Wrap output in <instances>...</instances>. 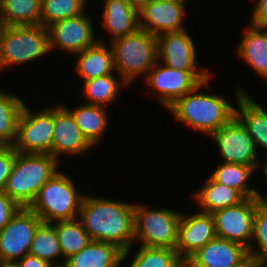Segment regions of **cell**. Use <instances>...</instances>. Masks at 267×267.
Masks as SVG:
<instances>
[{
    "label": "cell",
    "mask_w": 267,
    "mask_h": 267,
    "mask_svg": "<svg viewBox=\"0 0 267 267\" xmlns=\"http://www.w3.org/2000/svg\"><path fill=\"white\" fill-rule=\"evenodd\" d=\"M214 76L215 74L166 109L175 123L183 124L207 138L235 117L236 99L242 93H249L243 87L245 83L236 84L231 92L235 99L233 102L229 97L232 95L216 93V87L211 85Z\"/></svg>",
    "instance_id": "obj_1"
},
{
    "label": "cell",
    "mask_w": 267,
    "mask_h": 267,
    "mask_svg": "<svg viewBox=\"0 0 267 267\" xmlns=\"http://www.w3.org/2000/svg\"><path fill=\"white\" fill-rule=\"evenodd\" d=\"M86 191L77 219L91 240L130 249L134 245V202Z\"/></svg>",
    "instance_id": "obj_2"
},
{
    "label": "cell",
    "mask_w": 267,
    "mask_h": 267,
    "mask_svg": "<svg viewBox=\"0 0 267 267\" xmlns=\"http://www.w3.org/2000/svg\"><path fill=\"white\" fill-rule=\"evenodd\" d=\"M61 168V164L50 154L16 151L4 192L20 207L28 208L41 187Z\"/></svg>",
    "instance_id": "obj_3"
},
{
    "label": "cell",
    "mask_w": 267,
    "mask_h": 267,
    "mask_svg": "<svg viewBox=\"0 0 267 267\" xmlns=\"http://www.w3.org/2000/svg\"><path fill=\"white\" fill-rule=\"evenodd\" d=\"M61 168L39 190L28 207L45 223L74 220L78 218L83 198L74 177Z\"/></svg>",
    "instance_id": "obj_4"
},
{
    "label": "cell",
    "mask_w": 267,
    "mask_h": 267,
    "mask_svg": "<svg viewBox=\"0 0 267 267\" xmlns=\"http://www.w3.org/2000/svg\"><path fill=\"white\" fill-rule=\"evenodd\" d=\"M49 54L47 27L41 24L6 26L0 40V74L13 71L15 66L45 60Z\"/></svg>",
    "instance_id": "obj_5"
},
{
    "label": "cell",
    "mask_w": 267,
    "mask_h": 267,
    "mask_svg": "<svg viewBox=\"0 0 267 267\" xmlns=\"http://www.w3.org/2000/svg\"><path fill=\"white\" fill-rule=\"evenodd\" d=\"M113 52L115 72L131 88L147 76L158 61L157 37L139 29L136 33L109 42ZM133 85V86H131Z\"/></svg>",
    "instance_id": "obj_6"
},
{
    "label": "cell",
    "mask_w": 267,
    "mask_h": 267,
    "mask_svg": "<svg viewBox=\"0 0 267 267\" xmlns=\"http://www.w3.org/2000/svg\"><path fill=\"white\" fill-rule=\"evenodd\" d=\"M182 210L134 201V245L174 249Z\"/></svg>",
    "instance_id": "obj_7"
},
{
    "label": "cell",
    "mask_w": 267,
    "mask_h": 267,
    "mask_svg": "<svg viewBox=\"0 0 267 267\" xmlns=\"http://www.w3.org/2000/svg\"><path fill=\"white\" fill-rule=\"evenodd\" d=\"M213 72H185L172 69L157 61L147 76L144 95L151 96L165 110L177 99L193 91L200 83L207 81ZM148 89V90H147ZM147 92V93H146Z\"/></svg>",
    "instance_id": "obj_8"
},
{
    "label": "cell",
    "mask_w": 267,
    "mask_h": 267,
    "mask_svg": "<svg viewBox=\"0 0 267 267\" xmlns=\"http://www.w3.org/2000/svg\"><path fill=\"white\" fill-rule=\"evenodd\" d=\"M26 101L17 123L12 145L20 153L50 154L54 130V104L34 108ZM33 108L36 109L33 111Z\"/></svg>",
    "instance_id": "obj_9"
},
{
    "label": "cell",
    "mask_w": 267,
    "mask_h": 267,
    "mask_svg": "<svg viewBox=\"0 0 267 267\" xmlns=\"http://www.w3.org/2000/svg\"><path fill=\"white\" fill-rule=\"evenodd\" d=\"M90 6L80 15L56 21L47 27L50 53L67 54L68 58L94 45L97 41L96 20ZM94 21V22H93ZM95 24V25H94ZM58 50V52H57ZM56 51V53H55Z\"/></svg>",
    "instance_id": "obj_10"
},
{
    "label": "cell",
    "mask_w": 267,
    "mask_h": 267,
    "mask_svg": "<svg viewBox=\"0 0 267 267\" xmlns=\"http://www.w3.org/2000/svg\"><path fill=\"white\" fill-rule=\"evenodd\" d=\"M220 154L219 161L251 166L257 173L262 157L259 156L252 137L235 116L228 124L208 137Z\"/></svg>",
    "instance_id": "obj_11"
},
{
    "label": "cell",
    "mask_w": 267,
    "mask_h": 267,
    "mask_svg": "<svg viewBox=\"0 0 267 267\" xmlns=\"http://www.w3.org/2000/svg\"><path fill=\"white\" fill-rule=\"evenodd\" d=\"M94 151L96 149L83 136L71 111L61 102L54 104L51 155L63 165L64 158L78 159L80 156L86 160V156H93Z\"/></svg>",
    "instance_id": "obj_12"
},
{
    "label": "cell",
    "mask_w": 267,
    "mask_h": 267,
    "mask_svg": "<svg viewBox=\"0 0 267 267\" xmlns=\"http://www.w3.org/2000/svg\"><path fill=\"white\" fill-rule=\"evenodd\" d=\"M192 36L187 28L157 36L158 61L169 68L185 72H215L201 64L197 50L199 47Z\"/></svg>",
    "instance_id": "obj_13"
},
{
    "label": "cell",
    "mask_w": 267,
    "mask_h": 267,
    "mask_svg": "<svg viewBox=\"0 0 267 267\" xmlns=\"http://www.w3.org/2000/svg\"><path fill=\"white\" fill-rule=\"evenodd\" d=\"M42 222L32 210L21 207L0 230V262L15 263L27 255L35 232Z\"/></svg>",
    "instance_id": "obj_14"
},
{
    "label": "cell",
    "mask_w": 267,
    "mask_h": 267,
    "mask_svg": "<svg viewBox=\"0 0 267 267\" xmlns=\"http://www.w3.org/2000/svg\"><path fill=\"white\" fill-rule=\"evenodd\" d=\"M258 197L246 198L238 205L216 210L212 213L216 235L237 242L247 249L253 235V220Z\"/></svg>",
    "instance_id": "obj_15"
},
{
    "label": "cell",
    "mask_w": 267,
    "mask_h": 267,
    "mask_svg": "<svg viewBox=\"0 0 267 267\" xmlns=\"http://www.w3.org/2000/svg\"><path fill=\"white\" fill-rule=\"evenodd\" d=\"M190 213L182 211L178 223L176 252L185 263L206 243L215 238L216 230L212 214L193 208Z\"/></svg>",
    "instance_id": "obj_16"
},
{
    "label": "cell",
    "mask_w": 267,
    "mask_h": 267,
    "mask_svg": "<svg viewBox=\"0 0 267 267\" xmlns=\"http://www.w3.org/2000/svg\"><path fill=\"white\" fill-rule=\"evenodd\" d=\"M188 4L151 0L138 10L139 28L154 36L186 29ZM186 24V25H185Z\"/></svg>",
    "instance_id": "obj_17"
},
{
    "label": "cell",
    "mask_w": 267,
    "mask_h": 267,
    "mask_svg": "<svg viewBox=\"0 0 267 267\" xmlns=\"http://www.w3.org/2000/svg\"><path fill=\"white\" fill-rule=\"evenodd\" d=\"M254 263L246 247L216 236L194 253L185 267L252 266Z\"/></svg>",
    "instance_id": "obj_18"
},
{
    "label": "cell",
    "mask_w": 267,
    "mask_h": 267,
    "mask_svg": "<svg viewBox=\"0 0 267 267\" xmlns=\"http://www.w3.org/2000/svg\"><path fill=\"white\" fill-rule=\"evenodd\" d=\"M98 4L102 6L93 7H97L102 13L97 15V18L101 16V20L96 25L99 27L100 24L101 33L107 35L104 39L97 29L98 41L109 43L117 38L134 34L140 29L138 9L131 6L128 0H101Z\"/></svg>",
    "instance_id": "obj_19"
},
{
    "label": "cell",
    "mask_w": 267,
    "mask_h": 267,
    "mask_svg": "<svg viewBox=\"0 0 267 267\" xmlns=\"http://www.w3.org/2000/svg\"><path fill=\"white\" fill-rule=\"evenodd\" d=\"M242 36L235 45L234 53L238 60L258 76L267 81V28H260L247 22L240 31ZM267 83V82H266Z\"/></svg>",
    "instance_id": "obj_20"
},
{
    "label": "cell",
    "mask_w": 267,
    "mask_h": 267,
    "mask_svg": "<svg viewBox=\"0 0 267 267\" xmlns=\"http://www.w3.org/2000/svg\"><path fill=\"white\" fill-rule=\"evenodd\" d=\"M74 116L83 136L95 148L102 146L104 135L110 130V108L79 102L71 108L67 102H62ZM104 137V138H103Z\"/></svg>",
    "instance_id": "obj_21"
},
{
    "label": "cell",
    "mask_w": 267,
    "mask_h": 267,
    "mask_svg": "<svg viewBox=\"0 0 267 267\" xmlns=\"http://www.w3.org/2000/svg\"><path fill=\"white\" fill-rule=\"evenodd\" d=\"M235 104V116L252 137L259 156H267V107L260 104V101L258 103L250 93H242Z\"/></svg>",
    "instance_id": "obj_22"
},
{
    "label": "cell",
    "mask_w": 267,
    "mask_h": 267,
    "mask_svg": "<svg viewBox=\"0 0 267 267\" xmlns=\"http://www.w3.org/2000/svg\"><path fill=\"white\" fill-rule=\"evenodd\" d=\"M74 57L75 73L72 74L81 82L115 73L113 52L108 42L97 41Z\"/></svg>",
    "instance_id": "obj_23"
},
{
    "label": "cell",
    "mask_w": 267,
    "mask_h": 267,
    "mask_svg": "<svg viewBox=\"0 0 267 267\" xmlns=\"http://www.w3.org/2000/svg\"><path fill=\"white\" fill-rule=\"evenodd\" d=\"M203 180L200 187L188 196L200 212L212 214L216 210L238 205L246 199L241 192L214 181L209 175Z\"/></svg>",
    "instance_id": "obj_24"
},
{
    "label": "cell",
    "mask_w": 267,
    "mask_h": 267,
    "mask_svg": "<svg viewBox=\"0 0 267 267\" xmlns=\"http://www.w3.org/2000/svg\"><path fill=\"white\" fill-rule=\"evenodd\" d=\"M81 95L87 104L101 105L110 108L120 100V92L128 90L130 85L116 72L103 77L93 78L82 82ZM123 90V91H122ZM118 99V100H117ZM110 106V107H109Z\"/></svg>",
    "instance_id": "obj_25"
},
{
    "label": "cell",
    "mask_w": 267,
    "mask_h": 267,
    "mask_svg": "<svg viewBox=\"0 0 267 267\" xmlns=\"http://www.w3.org/2000/svg\"><path fill=\"white\" fill-rule=\"evenodd\" d=\"M123 250L110 242L93 241L65 261L64 267H122Z\"/></svg>",
    "instance_id": "obj_26"
},
{
    "label": "cell",
    "mask_w": 267,
    "mask_h": 267,
    "mask_svg": "<svg viewBox=\"0 0 267 267\" xmlns=\"http://www.w3.org/2000/svg\"><path fill=\"white\" fill-rule=\"evenodd\" d=\"M217 163L218 165L208 172L214 181L241 192L246 198L258 197V187L252 184L257 181L258 174L251 166L221 161Z\"/></svg>",
    "instance_id": "obj_27"
},
{
    "label": "cell",
    "mask_w": 267,
    "mask_h": 267,
    "mask_svg": "<svg viewBox=\"0 0 267 267\" xmlns=\"http://www.w3.org/2000/svg\"><path fill=\"white\" fill-rule=\"evenodd\" d=\"M122 266L185 267V263L174 249L133 245L130 249L123 251Z\"/></svg>",
    "instance_id": "obj_28"
},
{
    "label": "cell",
    "mask_w": 267,
    "mask_h": 267,
    "mask_svg": "<svg viewBox=\"0 0 267 267\" xmlns=\"http://www.w3.org/2000/svg\"><path fill=\"white\" fill-rule=\"evenodd\" d=\"M0 88V146H12L16 140L17 123L24 103L20 94Z\"/></svg>",
    "instance_id": "obj_29"
},
{
    "label": "cell",
    "mask_w": 267,
    "mask_h": 267,
    "mask_svg": "<svg viewBox=\"0 0 267 267\" xmlns=\"http://www.w3.org/2000/svg\"><path fill=\"white\" fill-rule=\"evenodd\" d=\"M28 254L47 261L53 267H62V252L52 223L42 222L38 226Z\"/></svg>",
    "instance_id": "obj_30"
},
{
    "label": "cell",
    "mask_w": 267,
    "mask_h": 267,
    "mask_svg": "<svg viewBox=\"0 0 267 267\" xmlns=\"http://www.w3.org/2000/svg\"><path fill=\"white\" fill-rule=\"evenodd\" d=\"M41 0H0V15L6 26L39 25Z\"/></svg>",
    "instance_id": "obj_31"
},
{
    "label": "cell",
    "mask_w": 267,
    "mask_h": 267,
    "mask_svg": "<svg viewBox=\"0 0 267 267\" xmlns=\"http://www.w3.org/2000/svg\"><path fill=\"white\" fill-rule=\"evenodd\" d=\"M52 224L58 236L62 252V267H64L65 261L86 247L91 241V238L83 229L78 219L56 221Z\"/></svg>",
    "instance_id": "obj_32"
},
{
    "label": "cell",
    "mask_w": 267,
    "mask_h": 267,
    "mask_svg": "<svg viewBox=\"0 0 267 267\" xmlns=\"http://www.w3.org/2000/svg\"><path fill=\"white\" fill-rule=\"evenodd\" d=\"M89 6L85 0H41L40 24L52 23L82 14Z\"/></svg>",
    "instance_id": "obj_33"
},
{
    "label": "cell",
    "mask_w": 267,
    "mask_h": 267,
    "mask_svg": "<svg viewBox=\"0 0 267 267\" xmlns=\"http://www.w3.org/2000/svg\"><path fill=\"white\" fill-rule=\"evenodd\" d=\"M248 252L255 263L267 264V209L260 203L255 210L253 235Z\"/></svg>",
    "instance_id": "obj_34"
},
{
    "label": "cell",
    "mask_w": 267,
    "mask_h": 267,
    "mask_svg": "<svg viewBox=\"0 0 267 267\" xmlns=\"http://www.w3.org/2000/svg\"><path fill=\"white\" fill-rule=\"evenodd\" d=\"M15 157L16 150L13 146H0V192L4 191Z\"/></svg>",
    "instance_id": "obj_35"
},
{
    "label": "cell",
    "mask_w": 267,
    "mask_h": 267,
    "mask_svg": "<svg viewBox=\"0 0 267 267\" xmlns=\"http://www.w3.org/2000/svg\"><path fill=\"white\" fill-rule=\"evenodd\" d=\"M247 3L252 5L247 22L260 28H267V0H251Z\"/></svg>",
    "instance_id": "obj_36"
},
{
    "label": "cell",
    "mask_w": 267,
    "mask_h": 267,
    "mask_svg": "<svg viewBox=\"0 0 267 267\" xmlns=\"http://www.w3.org/2000/svg\"><path fill=\"white\" fill-rule=\"evenodd\" d=\"M21 207L4 191L0 192V230H2Z\"/></svg>",
    "instance_id": "obj_37"
},
{
    "label": "cell",
    "mask_w": 267,
    "mask_h": 267,
    "mask_svg": "<svg viewBox=\"0 0 267 267\" xmlns=\"http://www.w3.org/2000/svg\"><path fill=\"white\" fill-rule=\"evenodd\" d=\"M17 267H53L47 261L30 254L24 255L21 259L15 262Z\"/></svg>",
    "instance_id": "obj_38"
},
{
    "label": "cell",
    "mask_w": 267,
    "mask_h": 267,
    "mask_svg": "<svg viewBox=\"0 0 267 267\" xmlns=\"http://www.w3.org/2000/svg\"><path fill=\"white\" fill-rule=\"evenodd\" d=\"M264 158V159H263ZM260 172H261V174L263 175L262 176V178H265V179H263V180H265V184L267 183V156L265 157H262V159H261V163H260V167H259V170H258V177H259V175H260V177H261V174H260ZM267 186V184L265 185V186H263V187H266ZM267 188V187H266Z\"/></svg>",
    "instance_id": "obj_39"
},
{
    "label": "cell",
    "mask_w": 267,
    "mask_h": 267,
    "mask_svg": "<svg viewBox=\"0 0 267 267\" xmlns=\"http://www.w3.org/2000/svg\"><path fill=\"white\" fill-rule=\"evenodd\" d=\"M265 190H266V193H264ZM265 190L264 188H262L261 190L258 188V198H259L260 204L267 209V189L265 188Z\"/></svg>",
    "instance_id": "obj_40"
},
{
    "label": "cell",
    "mask_w": 267,
    "mask_h": 267,
    "mask_svg": "<svg viewBox=\"0 0 267 267\" xmlns=\"http://www.w3.org/2000/svg\"><path fill=\"white\" fill-rule=\"evenodd\" d=\"M130 5L137 8L138 10L143 6L146 5L151 0H128Z\"/></svg>",
    "instance_id": "obj_41"
},
{
    "label": "cell",
    "mask_w": 267,
    "mask_h": 267,
    "mask_svg": "<svg viewBox=\"0 0 267 267\" xmlns=\"http://www.w3.org/2000/svg\"><path fill=\"white\" fill-rule=\"evenodd\" d=\"M162 1H168V2H173V3H177V4H189L192 3L194 4L195 1L192 0H162Z\"/></svg>",
    "instance_id": "obj_42"
},
{
    "label": "cell",
    "mask_w": 267,
    "mask_h": 267,
    "mask_svg": "<svg viewBox=\"0 0 267 267\" xmlns=\"http://www.w3.org/2000/svg\"><path fill=\"white\" fill-rule=\"evenodd\" d=\"M5 27H6L5 22L0 15V40H1V36H2L3 30Z\"/></svg>",
    "instance_id": "obj_43"
},
{
    "label": "cell",
    "mask_w": 267,
    "mask_h": 267,
    "mask_svg": "<svg viewBox=\"0 0 267 267\" xmlns=\"http://www.w3.org/2000/svg\"><path fill=\"white\" fill-rule=\"evenodd\" d=\"M0 267H17L15 263H3L0 262Z\"/></svg>",
    "instance_id": "obj_44"
},
{
    "label": "cell",
    "mask_w": 267,
    "mask_h": 267,
    "mask_svg": "<svg viewBox=\"0 0 267 267\" xmlns=\"http://www.w3.org/2000/svg\"><path fill=\"white\" fill-rule=\"evenodd\" d=\"M94 1V2H93ZM101 0H85V2H86V4L88 5V6H92V5H94L95 6V4L96 5H98L97 3H99ZM92 2H93V4H92ZM96 2V3H95ZM90 4V5H89ZM92 4V5H91Z\"/></svg>",
    "instance_id": "obj_45"
},
{
    "label": "cell",
    "mask_w": 267,
    "mask_h": 267,
    "mask_svg": "<svg viewBox=\"0 0 267 267\" xmlns=\"http://www.w3.org/2000/svg\"><path fill=\"white\" fill-rule=\"evenodd\" d=\"M251 267H267L266 263H254Z\"/></svg>",
    "instance_id": "obj_46"
},
{
    "label": "cell",
    "mask_w": 267,
    "mask_h": 267,
    "mask_svg": "<svg viewBox=\"0 0 267 267\" xmlns=\"http://www.w3.org/2000/svg\"><path fill=\"white\" fill-rule=\"evenodd\" d=\"M232 267H251V266H232Z\"/></svg>",
    "instance_id": "obj_47"
}]
</instances>
